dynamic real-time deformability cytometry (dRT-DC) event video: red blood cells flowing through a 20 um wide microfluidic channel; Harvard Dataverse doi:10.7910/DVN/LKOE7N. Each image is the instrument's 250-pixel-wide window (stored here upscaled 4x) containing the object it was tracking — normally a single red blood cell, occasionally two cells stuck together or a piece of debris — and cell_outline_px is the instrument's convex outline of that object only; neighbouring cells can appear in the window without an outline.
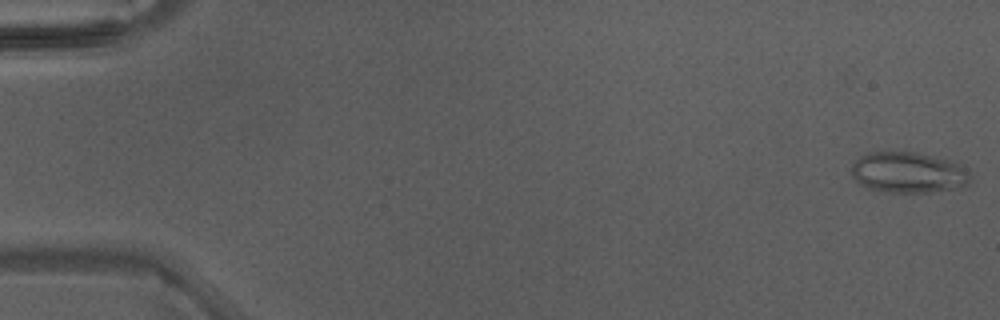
{"species": "Egyptian fruit bat (a non-hibernating species)", "species_latin": "Rousettus aegyptiacus", "temperature_condition": "warm", "stored_images_in_passage": 46, "camera_frame_rate_fps": 3000, "um_per_image_px": 0.085, "animal": {"sex": "male"}, "frame": {"image": 1, "passage_image": 1, "time_ms": 0.0, "image_size_px": [1000, 320], "cell_outline_px": [[972, 180], [968, 184], [960, 188], [932, 192], [892, 192], [864, 188], [852, 176], [852, 164], [860, 156], [872, 152], [916, 152], [952, 160], [960, 164], [972, 176]], "centroid_in_image_um": [77.24, 14.67], "position_along_channel_um": 7.8, "area_um2": 28.55}}
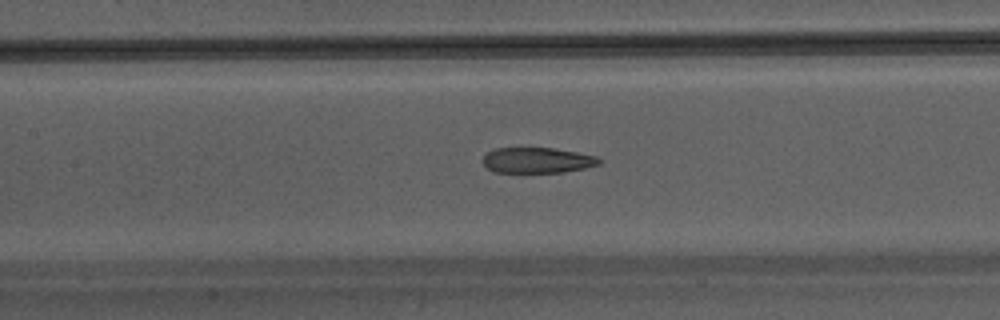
{"frame": {"image": 2, "passage_image": 22, "time_ms": 7.0, "image_size_px": [1000, 320], "cell_outline_px": [[600, 164], [584, 168], [564, 172], [492, 172], [484, 168], [484, 156], [488, 152], [496, 148], [552, 148], [576, 152], [596, 156], [600, 160]], "centroid_in_image_um": [45.64, 13.63], "position_along_channel_um": 161.8, "area_um2": 17.22}}
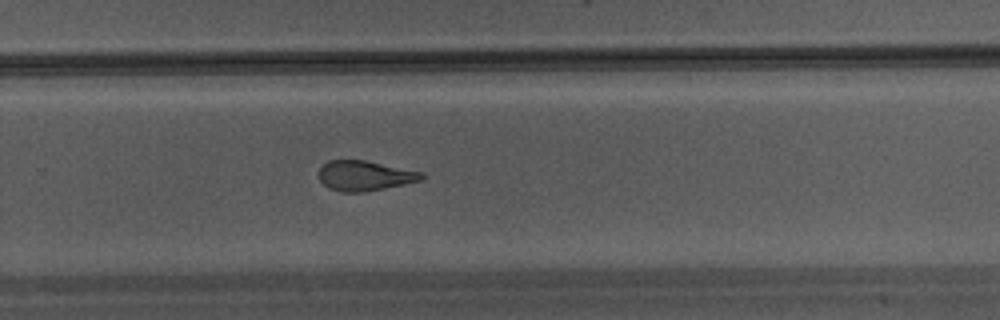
{"frame": {"image": 3, "passage_image": 31, "time_ms": 10.0, "image_size_px": [1000, 320], "cell_outline_px": [[424, 180], [364, 192], [340, 192], [328, 188], [320, 180], [320, 168], [328, 160], [364, 160], [424, 172]], "centroid_in_image_um": [31.03, 14.94], "position_along_channel_um": 298.8, "area_um2": 17.98}}